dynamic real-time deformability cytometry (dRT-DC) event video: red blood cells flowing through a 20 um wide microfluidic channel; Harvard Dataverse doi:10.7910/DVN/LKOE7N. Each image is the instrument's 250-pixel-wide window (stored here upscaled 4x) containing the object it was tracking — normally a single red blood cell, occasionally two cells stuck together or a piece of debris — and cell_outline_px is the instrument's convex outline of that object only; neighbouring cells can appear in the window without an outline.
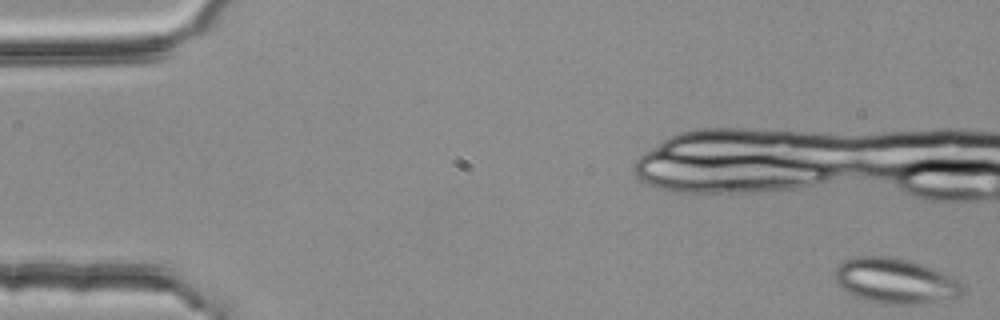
{"species": "common noctule bat (a hibernating species)", "species_latin": "Nyctalus noctula", "temperature_condition": "room temperature", "stored_images_in_passage": 7, "camera_frame_rate_fps": 3000, "um_per_image_px": 0.085, "animal": {"sex": "female", "body_mass_g": 25.1}, "frame": {"image": 1, "passage_image": 1, "time_ms": 0.0, "image_size_px": [1000, 320], "cell_outline_px": [[964, 292], [960, 296], [920, 304], [884, 304], [864, 300], [840, 288], [836, 280], [836, 268], [844, 260], [856, 256], [888, 256], [908, 260], [932, 268], [952, 276], [960, 280], [964, 288]], "centroid_in_image_um": [76.11, 23.88], "position_along_channel_um": 8.9, "area_um2": 33.64}}
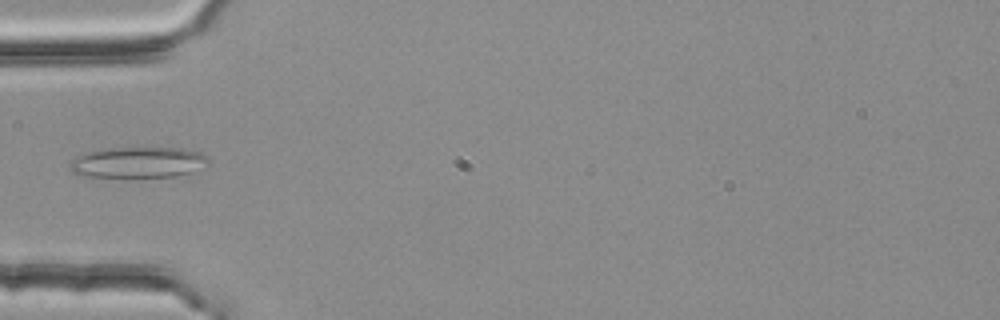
{"frame": {"image": 2, "passage_image": 7, "time_ms": 2.0, "image_size_px": [1000, 320], "cell_outline_px": [[208, 160], [192, 172], [176, 176], [84, 176], [72, 172], [68, 164], [76, 156], [88, 152], [108, 148], [184, 148], [200, 152], [208, 156]], "centroid_in_image_um": [11.71, 13.79], "position_along_channel_um": 73.3, "area_um2": 24.45}}